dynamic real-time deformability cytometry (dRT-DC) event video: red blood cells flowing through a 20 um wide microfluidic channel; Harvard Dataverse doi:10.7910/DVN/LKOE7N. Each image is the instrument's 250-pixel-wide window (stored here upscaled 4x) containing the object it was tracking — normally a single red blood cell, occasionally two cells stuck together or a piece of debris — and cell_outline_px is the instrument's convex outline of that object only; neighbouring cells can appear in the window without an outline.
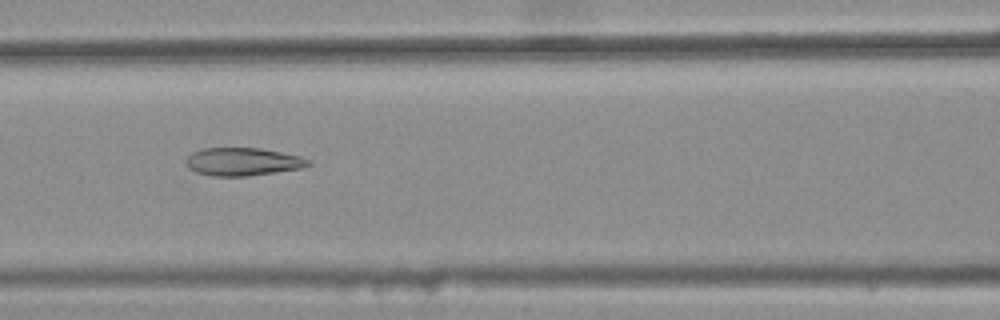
{"species": "common noctule bat (a hibernating species)", "species_latin": "Nyctalus noctula", "temperature_condition": "warm", "stored_images_in_passage": 39, "camera_frame_rate_fps": 3000, "um_per_image_px": 0.085, "animal": {"sex": "female", "body_mass_g": 25.1}, "frame": {"image": 1, "passage_image": 16, "time_ms": 5.0, "image_size_px": [1000, 320], "cell_outline_px": [[312, 164], [300, 168], [276, 172], [248, 176], [212, 176], [196, 172], [188, 168], [184, 160], [192, 152], [204, 148], [260, 148], [300, 156], [312, 160]], "centroid_in_image_um": [20.62, 13.74], "position_along_channel_um": 146.0, "area_um2": 20.0}}
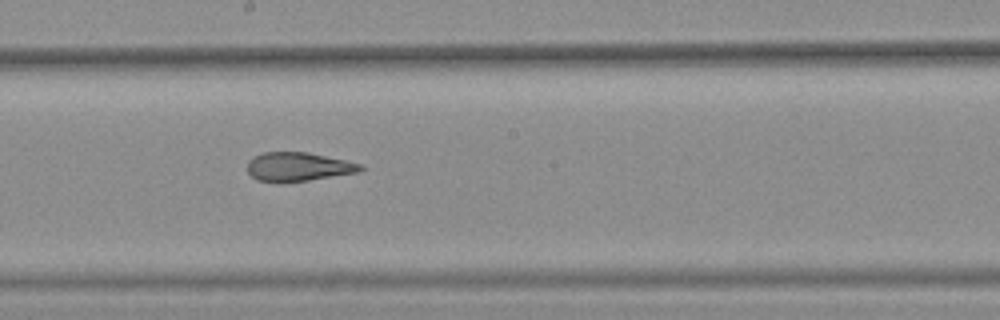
{"frame": {"image": 2, "passage_image": 22, "time_ms": 7.0, "image_size_px": [1000, 320], "cell_outline_px": [[364, 168], [360, 172], [308, 180], [256, 180], [248, 172], [248, 160], [252, 156], [264, 152], [308, 152], [344, 160], [360, 164]], "centroid_in_image_um": [25.35, 14.14], "position_along_channel_um": 222.9, "area_um2": 18.5}}
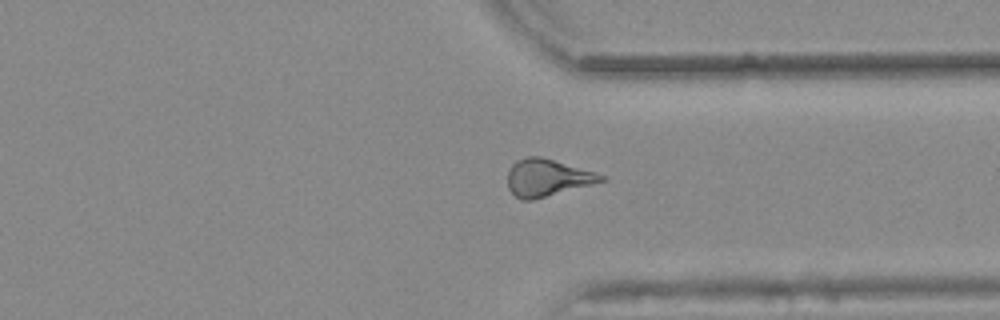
{"frame": {"image": 3, "passage_image": 33, "time_ms": 10.667, "image_size_px": [1000, 320], "cell_outline_px": [[608, 180], [532, 200], [520, 200], [508, 188], [508, 172], [512, 164], [516, 160], [528, 156], [540, 156], [596, 172], [608, 176]], "centroid_in_image_um": [46.54, 15.1], "position_along_channel_um": 364.9, "area_um2": 20.29}, "authors_computed_cell_mechanics": {"area_um2": 19.9988, "velocity_mm_per_s": 3.8672, "shape_relaxation_time_tau1_ms": null, "shape_relaxation_time_tau2_ms": 1.7763, "deformation_change_tau1": null, "deformation_change_tau2": 0.107}}